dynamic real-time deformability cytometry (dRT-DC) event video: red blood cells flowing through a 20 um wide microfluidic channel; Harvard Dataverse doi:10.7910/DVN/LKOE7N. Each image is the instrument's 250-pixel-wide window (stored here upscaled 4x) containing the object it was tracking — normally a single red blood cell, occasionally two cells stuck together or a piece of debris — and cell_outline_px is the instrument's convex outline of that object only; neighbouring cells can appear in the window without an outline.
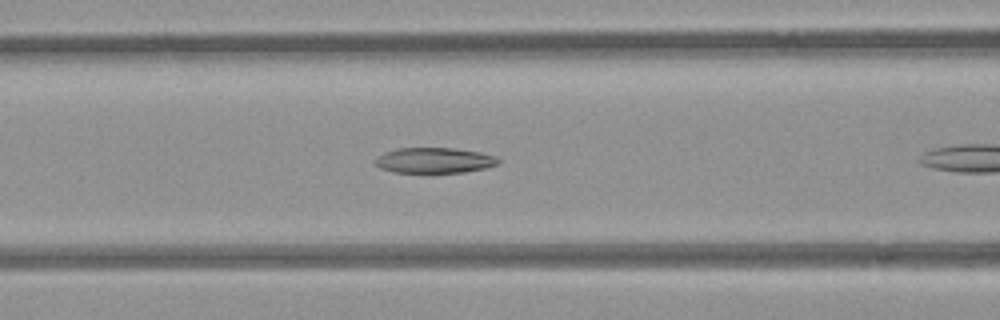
{"species": "common noctule bat (a hibernating species)", "species_latin": "Nyctalus noctula", "temperature_condition": "room temperature", "stored_images_in_passage": 7, "camera_frame_rate_fps": 3000, "um_per_image_px": 0.085, "animal": {"sex": "female", "body_mass_g": 21.9}, "frame": {"image": 1, "passage_image": 6, "time_ms": 1.667, "image_size_px": [1000, 320], "cell_outline_px": [[500, 164], [488, 168], [464, 172], [392, 172], [380, 168], [372, 160], [376, 156], [384, 152], [396, 148], [452, 148], [480, 152], [496, 156], [500, 160]], "centroid_in_image_um": [36.92, 13.63], "position_along_channel_um": 129.7, "area_um2": 18.5}}